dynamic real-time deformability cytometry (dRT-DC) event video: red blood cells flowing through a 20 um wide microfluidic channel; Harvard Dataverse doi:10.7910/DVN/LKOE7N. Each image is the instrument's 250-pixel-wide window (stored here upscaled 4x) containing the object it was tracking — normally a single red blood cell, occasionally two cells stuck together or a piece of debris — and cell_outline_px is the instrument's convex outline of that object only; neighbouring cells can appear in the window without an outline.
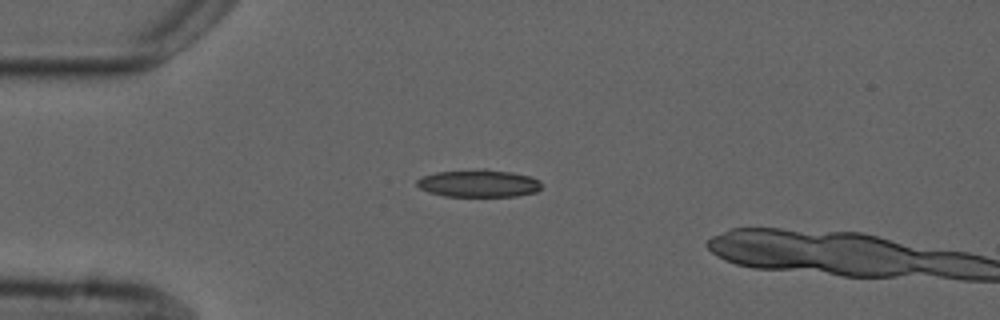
{"species": "common noctule bat (a hibernating species)", "species_latin": "Nyctalus noctula", "temperature_condition": "cold", "stored_images_in_passage": 4, "camera_frame_rate_fps": 3000, "um_per_image_px": 0.085, "animal": {"sex": "male", "forearm_length_mm": 52.5}, "frame": {"image": 1, "passage_image": 2, "time_ms": 1.0, "image_size_px": [1000, 320], "cell_outline_px": [[544, 188], [536, 192], [516, 196], [444, 196], [428, 192], [420, 188], [416, 184], [416, 180], [424, 176], [436, 172], [484, 168], [488, 168], [512, 172], [532, 176], [540, 180], [544, 184]], "centroid_in_image_um": [40.76, 15.57], "position_along_channel_um": 44.2, "area_um2": 20.4}}
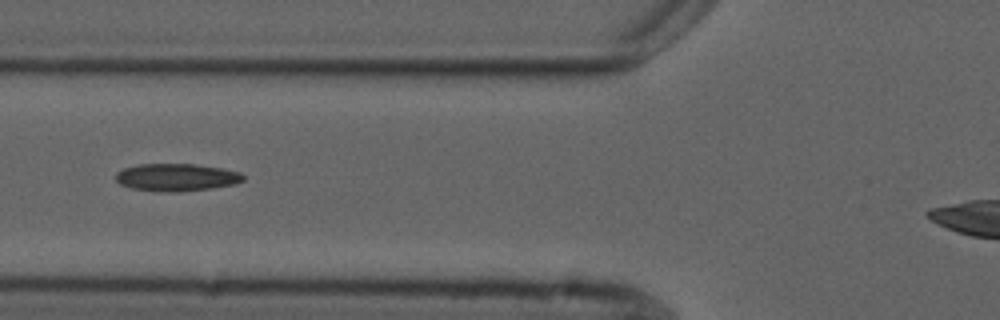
{"frame": {"image": 2, "passage_image": 4, "time_ms": 3.333, "image_size_px": [1000, 320], "cell_outline_px": [[244, 180], [236, 184], [212, 188], [180, 192], [164, 192], [132, 188], [120, 184], [116, 180], [116, 172], [124, 168], [140, 164], [196, 164], [220, 168], [240, 172], [244, 176]], "centroid_in_image_um": [15.01, 15.07], "position_along_channel_um": 110.8, "area_um2": 20.46}}